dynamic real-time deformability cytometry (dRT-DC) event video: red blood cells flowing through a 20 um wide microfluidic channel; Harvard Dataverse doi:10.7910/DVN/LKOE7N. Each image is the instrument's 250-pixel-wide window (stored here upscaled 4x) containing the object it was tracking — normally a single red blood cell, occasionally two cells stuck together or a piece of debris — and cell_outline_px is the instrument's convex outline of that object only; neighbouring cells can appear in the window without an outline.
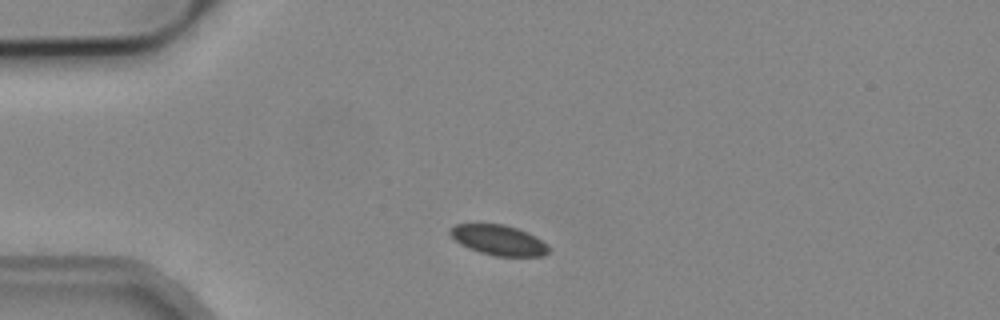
{"species": "common noctule bat (a hibernating species)", "species_latin": "Nyctalus noctula", "temperature_condition": "cold", "stored_images_in_passage": 1, "camera_frame_rate_fps": 3000, "um_per_image_px": 0.085, "animal": {"sex": "male", "body_mass_g": 19.2, "forearm_length_mm": 51.8}, "frame": {"image": 1, "passage_image": 1, "time_ms": 0.0, "image_size_px": [1000, 320], "cell_outline_px": [[548, 252], [544, 256], [496, 256], [480, 252], [468, 248], [460, 244], [448, 232], [456, 224], [504, 224], [528, 232], [548, 244]], "centroid_in_image_um": [42.4, 20.41], "position_along_channel_um": 42.6, "area_um2": 17.22}}